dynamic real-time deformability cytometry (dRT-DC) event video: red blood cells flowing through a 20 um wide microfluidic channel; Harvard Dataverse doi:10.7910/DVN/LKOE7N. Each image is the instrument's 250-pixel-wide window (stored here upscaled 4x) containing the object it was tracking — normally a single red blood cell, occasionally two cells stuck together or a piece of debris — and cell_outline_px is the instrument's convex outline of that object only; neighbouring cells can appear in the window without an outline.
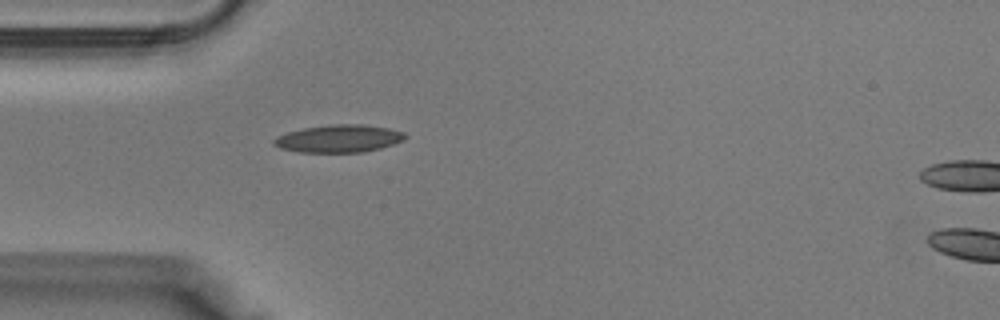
{"species": "Egyptian fruit bat (a non-hibernating species)", "species_latin": "Rousettus aegyptiacus", "temperature_condition": "warm", "stored_images_in_passage": 28, "camera_frame_rate_fps": 3000, "um_per_image_px": 0.085, "animal": {"sex": "male"}, "frame": {"image": 1, "passage_image": 1, "time_ms": 0.0, "image_size_px": [1000, 320], "cell_outline_px": [[408, 136], [404, 140], [380, 148], [364, 152], [296, 152], [280, 148], [272, 144], [272, 140], [276, 136], [288, 132], [304, 128], [332, 124], [360, 124], [388, 128], [404, 132]], "centroid_in_image_um": [28.78, 11.78], "position_along_channel_um": 56.2, "area_um2": 21.15}}
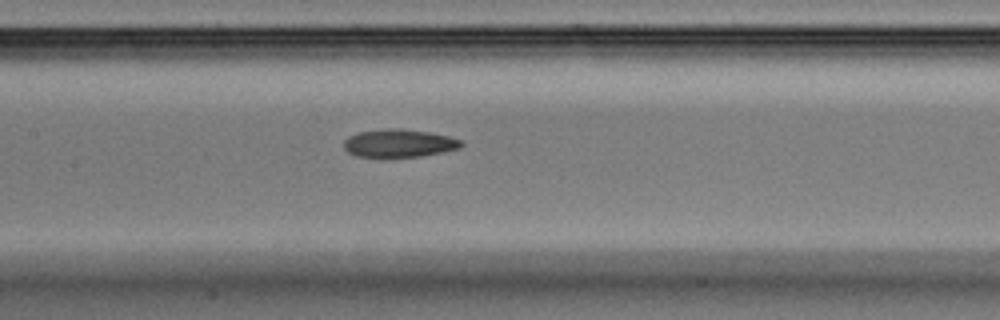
{"frame": {"image": 2, "passage_image": 8, "time_ms": 2.333, "image_size_px": [1000, 320], "cell_outline_px": [[464, 144], [460, 148], [444, 152], [420, 156], [356, 156], [348, 152], [344, 148], [344, 140], [348, 136], [360, 132], [388, 128], [400, 128], [428, 132], [448, 136], [464, 140]], "centroid_in_image_um": [33.96, 12.16], "position_along_channel_um": 173.4, "area_um2": 19.02}}
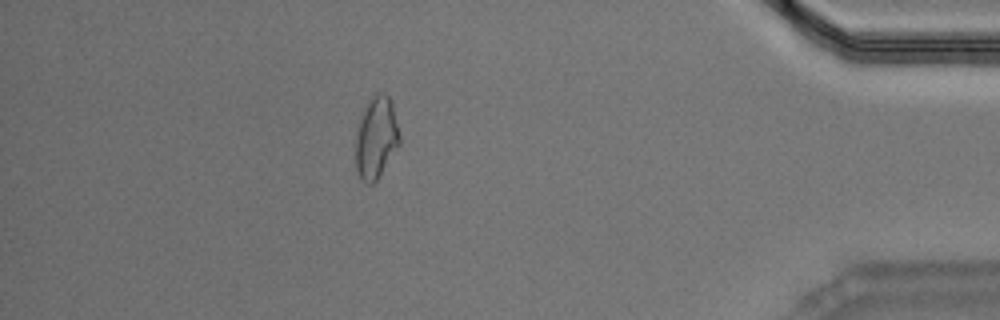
{"frame": {"image": 3, "passage_image": 24, "time_ms": 7.667, "image_size_px": [1000, 320], "cell_outline_px": [[400, 144], [376, 180], [372, 184], [364, 184], [360, 180], [356, 172], [356, 136], [360, 120], [364, 108], [372, 96], [376, 92], [380, 92], [388, 96], [392, 104], [400, 136]], "centroid_in_image_um": [31.96, 11.74], "position_along_channel_um": 403.2, "area_um2": 20.81}}